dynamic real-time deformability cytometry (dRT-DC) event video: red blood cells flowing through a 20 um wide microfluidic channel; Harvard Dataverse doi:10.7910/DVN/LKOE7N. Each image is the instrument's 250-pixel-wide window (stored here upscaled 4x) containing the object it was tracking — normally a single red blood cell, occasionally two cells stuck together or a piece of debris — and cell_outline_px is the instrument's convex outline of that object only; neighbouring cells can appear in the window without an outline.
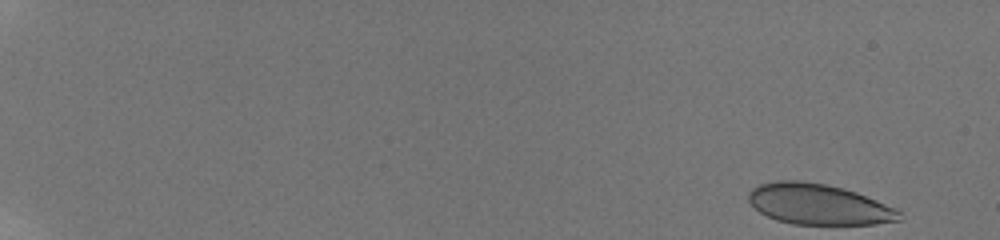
{"species": "human", "species_latin": "Homo sapiens", "temperature_condition": "room temperature", "stored_images_in_passage": 28, "camera_frame_rate_fps": 3000, "um_per_image_px": 0.085, "donor": {"sex": "male"}, "frame": {"image": 1, "passage_image": 1, "time_ms": 0.0, "image_size_px": [1000, 240], "cell_outline_px": [[900, 220], [876, 224], [792, 224], [776, 220], [760, 212], [748, 200], [748, 192], [752, 188], [760, 184], [776, 180], [800, 180], [828, 184], [844, 188], [856, 192], [896, 208], [900, 212]], "centroid_in_image_um": [69.56, 17.35], "position_along_channel_um": 15.4, "area_um2": 35.78}}
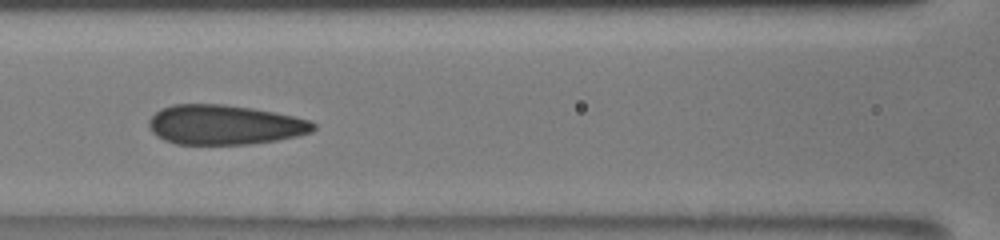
{"frame": {"image": 2, "passage_image": 19, "time_ms": 8.667, "image_size_px": [1000, 240], "cell_outline_px": [[316, 128], [312, 132], [296, 136], [276, 140], [248, 144], [176, 144], [164, 140], [156, 136], [148, 128], [148, 120], [160, 108], [172, 104], [224, 104], [252, 108], [292, 116], [308, 120], [316, 124]], "centroid_in_image_um": [19.04, 10.6], "position_along_channel_um": 147.6, "area_um2": 38.09}}
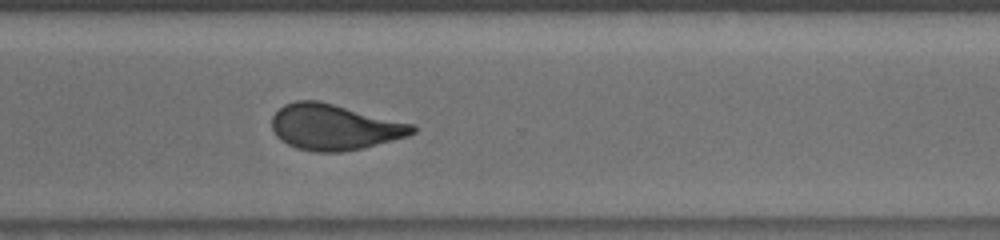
{"frame": {"image": 3, "passage_image": 28, "time_ms": 13.667, "image_size_px": [1000, 240], "cell_outline_px": [[416, 132], [408, 136], [364, 148], [344, 152], [316, 152], [296, 148], [280, 140], [276, 136], [272, 128], [272, 116], [284, 104], [296, 100], [320, 100], [416, 124]], "centroid_in_image_um": [28.45, 10.8], "position_along_channel_um": 342.2, "area_um2": 38.03}}